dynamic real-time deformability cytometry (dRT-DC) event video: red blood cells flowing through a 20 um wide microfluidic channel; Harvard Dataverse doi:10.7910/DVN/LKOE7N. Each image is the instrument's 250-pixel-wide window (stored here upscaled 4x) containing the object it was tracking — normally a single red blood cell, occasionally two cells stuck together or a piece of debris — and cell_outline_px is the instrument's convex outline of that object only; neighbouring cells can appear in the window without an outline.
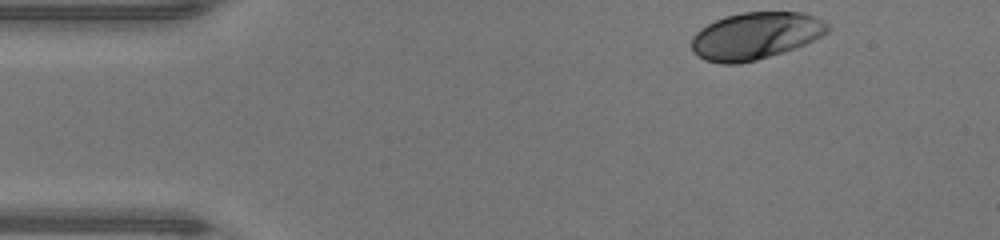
{"species": "human", "species_latin": "Homo sapiens", "temperature_condition": "warm", "stored_images_in_passage": 38, "camera_frame_rate_fps": 3000, "um_per_image_px": 0.085, "donor": {"sex": "male"}, "frame": {"image": 1, "passage_image": 1, "time_ms": 0.0, "image_size_px": [1000, 240], "cell_outline_px": [[828, 32], [804, 44], [756, 60], [740, 64], [720, 64], [704, 60], [692, 52], [692, 36], [700, 28], [724, 16], [744, 12], [800, 12], [816, 16], [828, 24]], "centroid_in_image_um": [64.17, 3.04], "position_along_channel_um": 20.8, "area_um2": 37.17}}
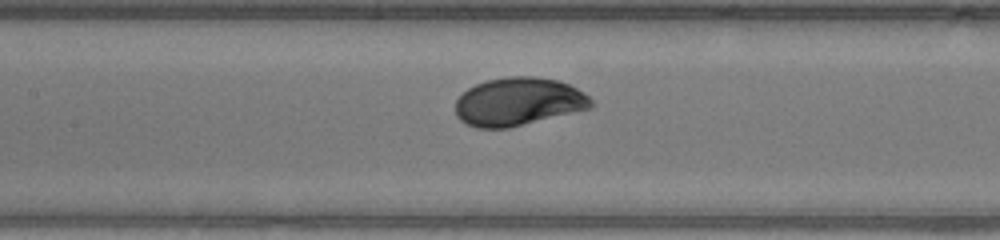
{"frame": {"image": 2, "passage_image": 17, "time_ms": 5.333, "image_size_px": [1000, 240], "cell_outline_px": [[592, 108], [508, 128], [476, 128], [460, 120], [456, 116], [456, 100], [468, 88], [476, 84], [488, 80], [508, 76], [532, 76], [560, 80], [584, 92], [592, 100]], "centroid_in_image_um": [44.07, 8.64], "position_along_channel_um": 163.3, "area_um2": 38.03}}
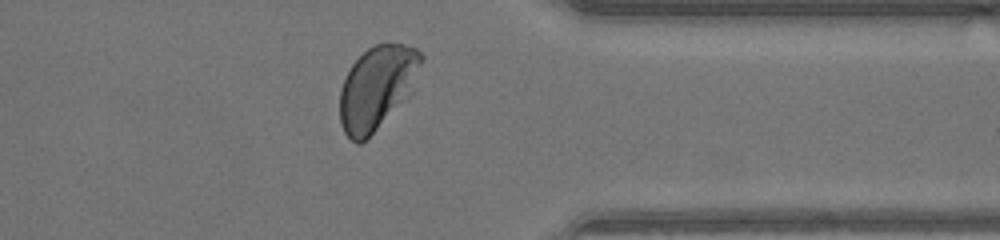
{"frame": {"image": 3, "passage_image": 33, "time_ms": 10.667, "image_size_px": [1000, 240], "cell_outline_px": [[424, 56], [412, 96], [360, 144], [356, 144], [344, 132], [340, 124], [340, 88], [352, 64], [368, 48], [376, 44], [404, 44], [416, 48]], "centroid_in_image_um": [32.09, 7.45], "position_along_channel_um": 379.3, "area_um2": 39.88}, "authors_computed_cell_mechanics": {"area_um2": 37.859, "velocity_mm_per_s": 4.2424, "shape_relaxation_time_tau1_ms": 1.8031, "shape_relaxation_time_tau2_ms": null, "deformation_change_tau1": 0.1396, "deformation_change_tau2": null}}